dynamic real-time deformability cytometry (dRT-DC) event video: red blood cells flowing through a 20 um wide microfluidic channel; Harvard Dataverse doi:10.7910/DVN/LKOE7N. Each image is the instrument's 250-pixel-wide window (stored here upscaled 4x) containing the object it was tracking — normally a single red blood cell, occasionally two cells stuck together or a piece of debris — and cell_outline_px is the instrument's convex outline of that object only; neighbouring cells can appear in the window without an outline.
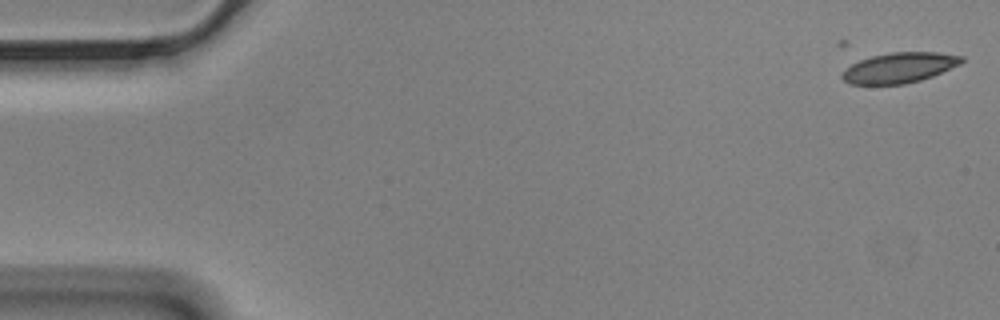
{"species": "Egyptian fruit bat (a non-hibernating species)", "species_latin": "Rousettus aegyptiacus", "temperature_condition": "cold", "stored_images_in_passage": 12, "camera_frame_rate_fps": 3000, "um_per_image_px": 0.085, "animal": {"sex": "male"}, "frame": {"image": 1, "passage_image": 1, "time_ms": 0.0, "image_size_px": [1000, 320], "cell_outline_px": [[964, 60], [960, 64], [932, 76], [920, 80], [904, 84], [848, 84], [840, 76], [840, 72], [852, 64], [860, 60], [872, 56], [892, 52], [936, 52], [964, 56]], "centroid_in_image_um": [76.42, 5.75], "position_along_channel_um": 8.6, "area_um2": 21.04}}